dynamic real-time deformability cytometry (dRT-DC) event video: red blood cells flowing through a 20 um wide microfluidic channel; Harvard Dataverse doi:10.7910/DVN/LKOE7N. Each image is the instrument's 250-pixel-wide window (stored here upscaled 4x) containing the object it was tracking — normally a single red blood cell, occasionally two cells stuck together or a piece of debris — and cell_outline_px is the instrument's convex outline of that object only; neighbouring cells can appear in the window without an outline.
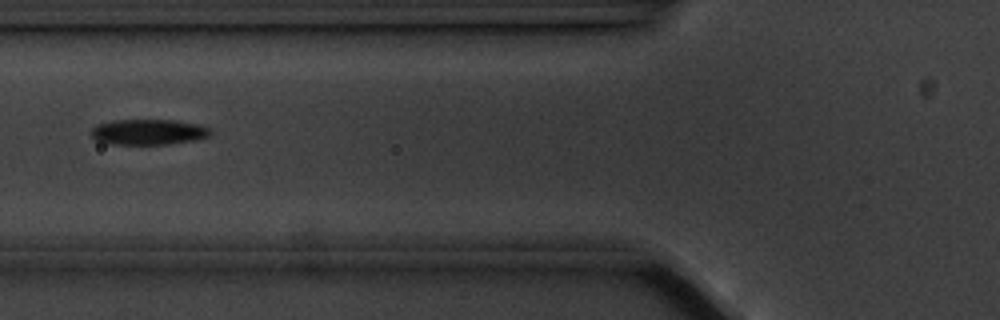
{"species": "common noctule bat (a hibernating species)", "species_latin": "Nyctalus noctula", "temperature_condition": "cold", "stored_images_in_passage": 9, "camera_frame_rate_fps": 3000, "um_per_image_px": 0.085, "animal": {"sex": "male", "body_mass_g": 20.1, "forearm_length_mm": 53.5}, "frame": {"image": 1, "passage_image": 7, "time_ms": 6.667, "image_size_px": [1000, 320], "cell_outline_px": [[212, 132], [208, 136], [192, 140], [168, 144], [108, 144], [96, 140], [92, 136], [92, 128], [96, 124], [112, 120], [176, 120], [200, 124], [208, 128]], "centroid_in_image_um": [12.59, 11.21], "position_along_channel_um": 113.2, "area_um2": 17.74}}